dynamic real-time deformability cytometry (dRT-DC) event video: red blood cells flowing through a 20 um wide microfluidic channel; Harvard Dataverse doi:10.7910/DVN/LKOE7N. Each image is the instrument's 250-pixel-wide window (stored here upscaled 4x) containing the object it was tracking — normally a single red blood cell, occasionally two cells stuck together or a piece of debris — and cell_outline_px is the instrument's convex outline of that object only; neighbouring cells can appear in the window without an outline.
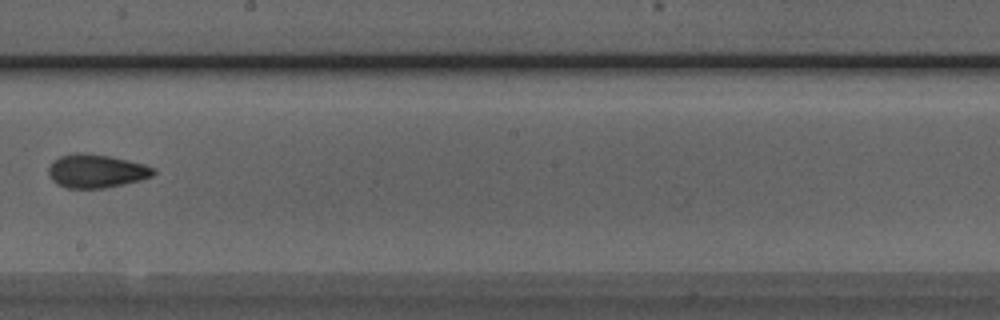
{"species": "Egyptian fruit bat (a non-hibernating species)", "species_latin": "Rousettus aegyptiacus", "temperature_condition": "room temperature", "stored_images_in_passage": 5, "camera_frame_rate_fps": 3000, "um_per_image_px": 0.085, "animal": {"sex": "male"}, "frame": {"image": 1, "passage_image": 5, "time_ms": 1.333, "image_size_px": [1000, 320], "cell_outline_px": [[156, 172], [152, 176], [140, 180], [104, 188], [68, 188], [56, 184], [52, 180], [48, 172], [48, 168], [52, 160], [60, 156], [76, 152], [80, 152], [108, 156], [144, 164], [156, 168]], "centroid_in_image_um": [8.16, 14.53], "position_along_channel_um": 240.0, "area_um2": 20.46}}